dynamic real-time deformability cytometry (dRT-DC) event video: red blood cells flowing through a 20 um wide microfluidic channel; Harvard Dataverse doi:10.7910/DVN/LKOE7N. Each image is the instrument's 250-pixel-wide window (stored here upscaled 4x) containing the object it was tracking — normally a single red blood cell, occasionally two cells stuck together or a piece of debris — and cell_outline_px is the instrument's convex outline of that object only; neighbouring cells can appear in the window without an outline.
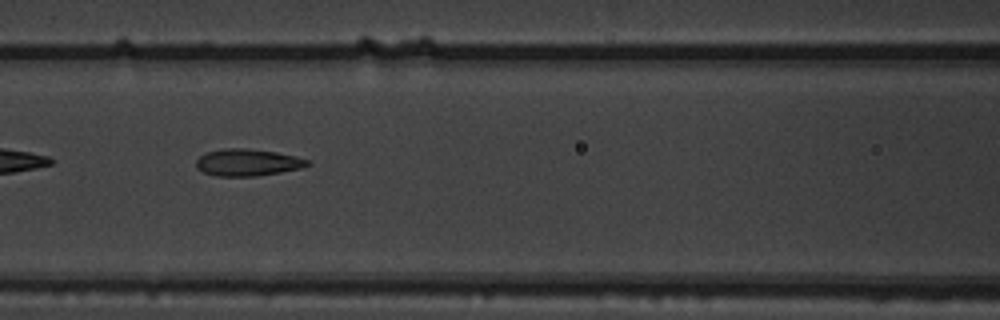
{"species": "common noctule bat (a hibernating species)", "species_latin": "Nyctalus noctula", "temperature_condition": "warm", "stored_images_in_passage": 11, "camera_frame_rate_fps": 3000, "um_per_image_px": 0.085, "animal": {"sex": "male", "body_mass_g": 19.5, "forearm_length_mm": 54.6}, "frame": {"image": 1, "passage_image": 7, "time_ms": 2.0, "image_size_px": [1000, 320], "cell_outline_px": [[312, 164], [300, 168], [280, 172], [256, 176], [216, 176], [204, 172], [196, 168], [196, 160], [200, 156], [208, 152], [224, 148], [248, 148], [276, 152], [296, 156], [308, 160]], "centroid_in_image_um": [21.04, 13.8], "position_along_channel_um": 145.6, "area_um2": 17.46}}
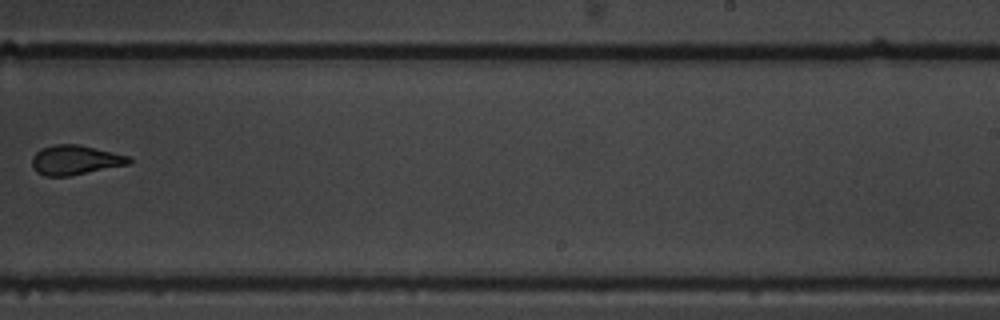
{"frame": {"image": 2, "passage_image": 10, "time_ms": 3.0, "image_size_px": [1000, 320], "cell_outline_px": [[132, 160], [128, 164], [68, 176], [44, 176], [36, 172], [32, 168], [32, 156], [40, 148], [56, 144], [76, 144], [112, 152], [128, 156]], "centroid_in_image_um": [6.32, 13.6], "position_along_channel_um": 282.7, "area_um2": 16.53}}
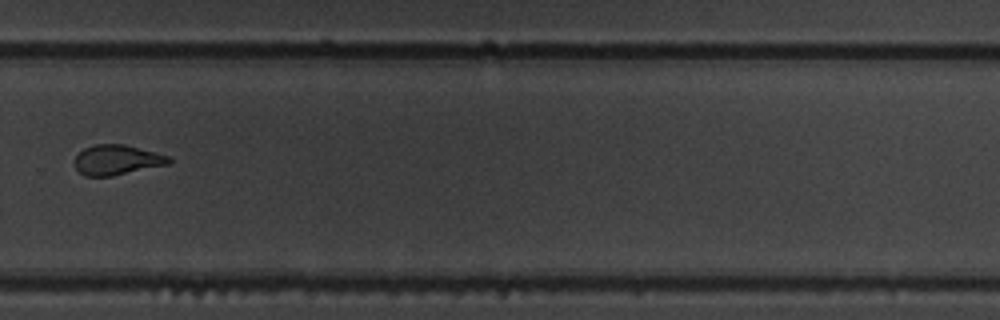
{"frame": {"image": 3, "passage_image": 11, "time_ms": 3.333, "image_size_px": [1000, 320], "cell_outline_px": [[172, 160], [168, 164], [112, 176], [84, 176], [76, 168], [76, 156], [84, 148], [96, 144], [124, 144], [172, 156]], "centroid_in_image_um": [9.97, 13.58], "position_along_channel_um": 319.8, "area_um2": 16.42}}